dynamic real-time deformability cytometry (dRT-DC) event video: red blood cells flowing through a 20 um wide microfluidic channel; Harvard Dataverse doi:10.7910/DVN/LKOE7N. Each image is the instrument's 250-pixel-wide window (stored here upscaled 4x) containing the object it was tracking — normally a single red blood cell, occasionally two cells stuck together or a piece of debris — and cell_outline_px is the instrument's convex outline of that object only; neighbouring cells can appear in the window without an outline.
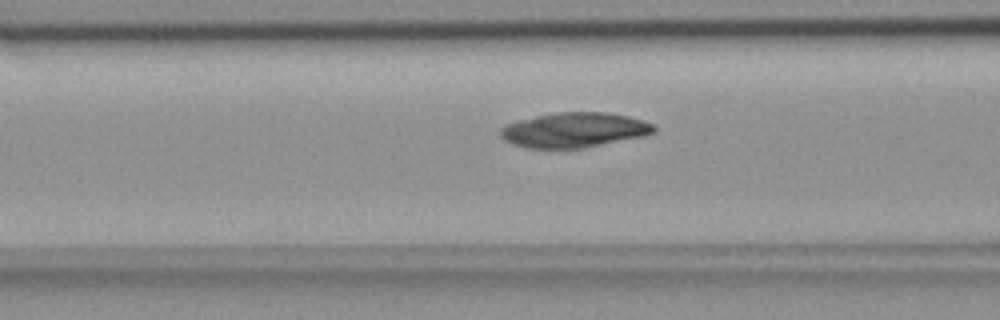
{"species": "common noctule bat (a hibernating species)", "species_latin": "Nyctalus noctula", "temperature_condition": "room temperature", "stored_images_in_passage": 40, "camera_frame_rate_fps": 3000, "um_per_image_px": 0.085, "animal": {"sex": "female", "body_mass_g": 18.4}, "frame": {"image": 1, "passage_image": 10, "time_ms": 3.0, "image_size_px": [1000, 320], "cell_outline_px": [[656, 132], [644, 136], [580, 148], [528, 148], [512, 144], [504, 140], [500, 136], [500, 128], [508, 124], [520, 120], [536, 116], [556, 112], [608, 112], [628, 116], [644, 120], [652, 124], [656, 128]], "centroid_in_image_um": [48.82, 11.04], "position_along_channel_um": 117.8, "area_um2": 31.1}}
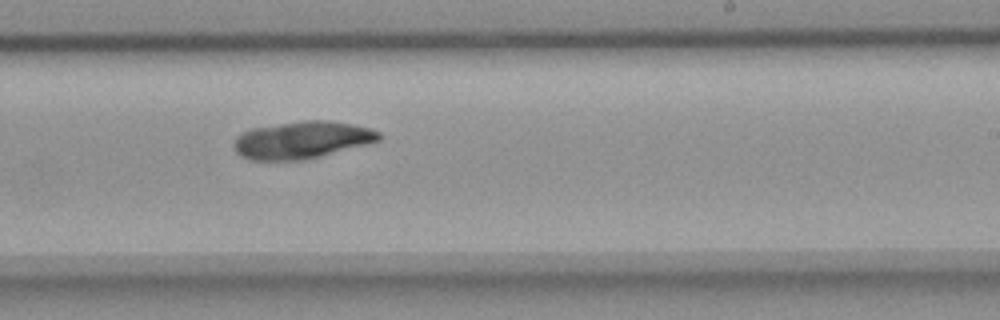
{"frame": {"image": 2, "passage_image": 22, "time_ms": 7.0, "image_size_px": [1000, 320], "cell_outline_px": [[380, 140], [368, 144], [304, 160], [248, 160], [240, 156], [236, 152], [232, 144], [236, 136], [252, 128], [304, 120], [328, 120], [352, 124], [368, 128], [380, 132]], "centroid_in_image_um": [25.63, 11.9], "position_along_channel_um": 263.4, "area_um2": 31.5}}
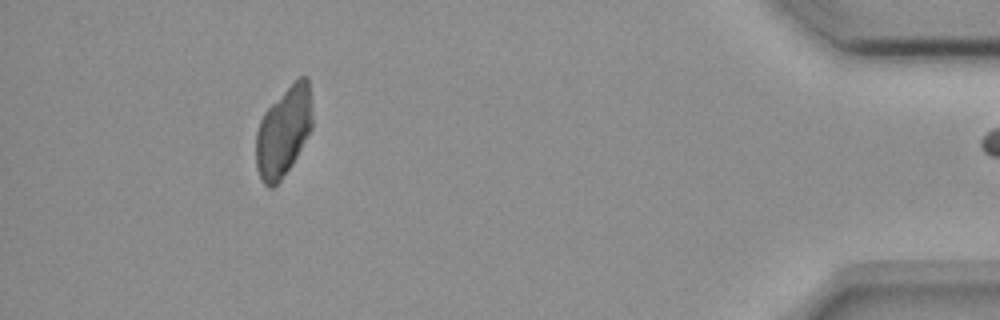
{"frame": {"image": 3, "passage_image": 39, "time_ms": 12.667, "image_size_px": [1000, 320], "cell_outline_px": [[312, 128], [292, 164], [280, 180], [272, 188], [268, 188], [260, 180], [256, 168], [256, 132], [260, 120], [264, 112], [300, 76], [304, 76], [308, 80], [312, 112]], "centroid_in_image_um": [24.08, 11.24], "position_along_channel_um": 411.1, "area_um2": 29.07}}